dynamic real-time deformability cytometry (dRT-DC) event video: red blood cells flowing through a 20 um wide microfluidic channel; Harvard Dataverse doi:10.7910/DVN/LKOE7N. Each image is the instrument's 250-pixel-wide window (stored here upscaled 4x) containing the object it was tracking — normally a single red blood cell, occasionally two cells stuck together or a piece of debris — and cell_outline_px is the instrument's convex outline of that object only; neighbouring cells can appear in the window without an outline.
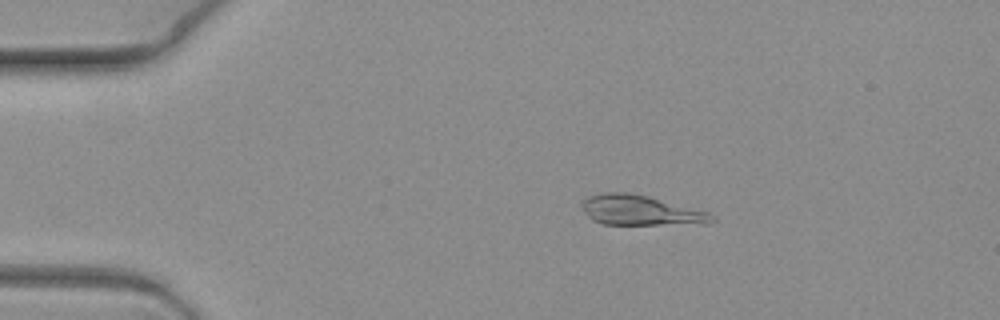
{"species": "common noctule bat (a hibernating species)", "species_latin": "Nyctalus noctula", "temperature_condition": "warm", "stored_images_in_passage": 5, "camera_frame_rate_fps": 3000, "um_per_image_px": 0.085, "animal": {"sex": "female", "body_mass_g": 19.3, "forearm_length_mm": 54.1}, "frame": {"image": 1, "passage_image": 2, "time_ms": 0.333, "image_size_px": [1000, 320], "cell_outline_px": [[716, 220], [708, 224], [600, 224], [592, 220], [580, 208], [580, 204], [588, 196], [604, 192], [624, 192], [648, 196], [708, 212], [716, 216]], "centroid_in_image_um": [54.43, 17.89], "position_along_channel_um": 30.6, "area_um2": 22.83}}
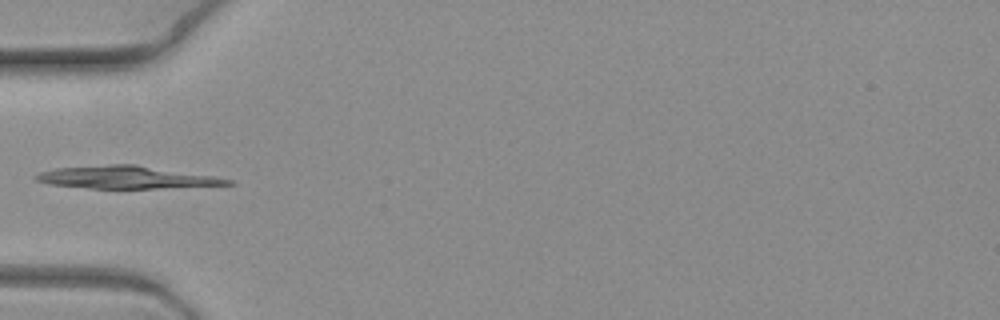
{"frame": {"image": 2, "passage_image": 5, "time_ms": 1.333, "image_size_px": [1000, 320], "cell_outline_px": [[236, 184], [156, 188], [88, 188], [48, 184], [36, 180], [32, 176], [40, 172], [56, 168], [108, 164], [136, 164], [212, 176], [232, 180]], "centroid_in_image_um": [10.68, 15.07], "position_along_channel_um": 74.3, "area_um2": 24.97}}